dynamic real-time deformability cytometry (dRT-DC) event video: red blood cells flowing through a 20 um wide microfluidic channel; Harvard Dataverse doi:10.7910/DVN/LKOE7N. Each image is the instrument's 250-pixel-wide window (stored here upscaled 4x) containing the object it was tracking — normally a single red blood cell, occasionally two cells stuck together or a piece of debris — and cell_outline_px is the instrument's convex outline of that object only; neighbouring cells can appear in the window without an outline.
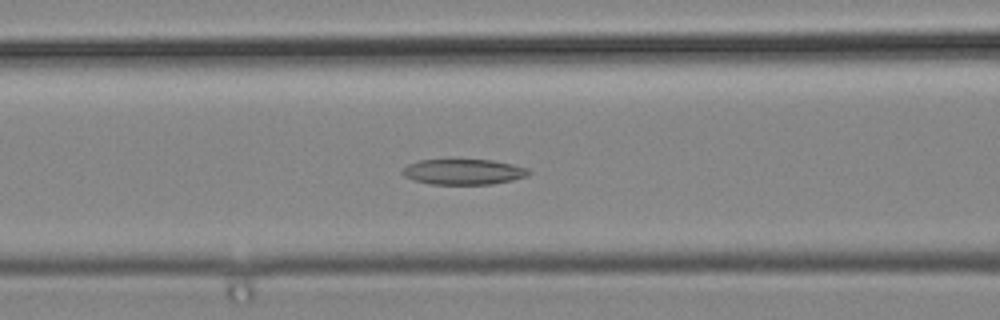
{"species": "common noctule bat (a hibernating species)", "species_latin": "Nyctalus noctula", "temperature_condition": "cold", "stored_images_in_passage": 38, "camera_frame_rate_fps": 3000, "um_per_image_px": 0.085, "animal": {"sex": "male", "body_mass_g": 19.2, "forearm_length_mm": 51.8}, "frame": {"image": 1, "passage_image": 12, "time_ms": 3.667, "image_size_px": [1000, 320], "cell_outline_px": [[532, 172], [528, 176], [512, 180], [492, 184], [432, 184], [416, 180], [404, 176], [400, 172], [408, 164], [420, 160], [492, 160], [512, 164], [528, 168]], "centroid_in_image_um": [39.43, 14.6], "position_along_channel_um": 127.2, "area_um2": 18.67}}
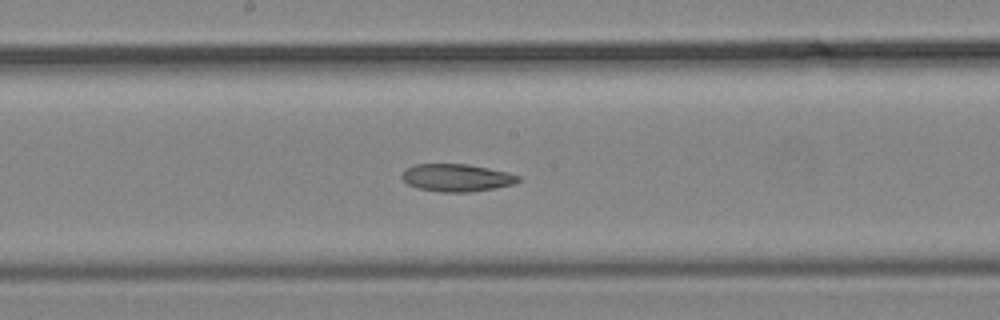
{"frame": {"image": 2, "passage_image": 18, "time_ms": 5.667, "image_size_px": [1000, 320], "cell_outline_px": [[520, 180], [512, 184], [496, 188], [472, 192], [440, 192], [420, 188], [408, 184], [400, 176], [408, 168], [416, 164], [468, 164], [508, 172], [520, 176]], "centroid_in_image_um": [38.85, 15.11], "position_along_channel_um": 209.4, "area_um2": 18.55}}
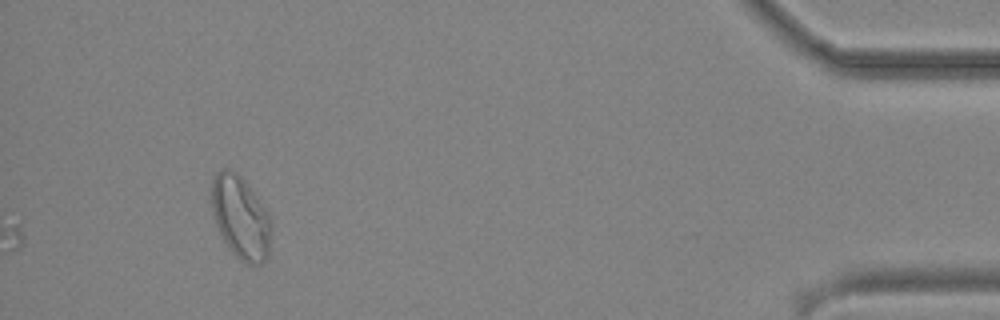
{"frame": {"image": 3, "passage_image": 38, "time_ms": 12.333, "image_size_px": [1000, 320], "cell_outline_px": [[272, 224], [268, 256], [260, 264], [244, 264], [228, 248], [216, 224], [212, 212], [212, 180], [216, 172], [224, 168], [228, 168], [236, 172], [248, 184], [268, 212]], "centroid_in_image_um": [20.46, 18.48], "position_along_channel_um": 414.7, "area_um2": 28.9}}